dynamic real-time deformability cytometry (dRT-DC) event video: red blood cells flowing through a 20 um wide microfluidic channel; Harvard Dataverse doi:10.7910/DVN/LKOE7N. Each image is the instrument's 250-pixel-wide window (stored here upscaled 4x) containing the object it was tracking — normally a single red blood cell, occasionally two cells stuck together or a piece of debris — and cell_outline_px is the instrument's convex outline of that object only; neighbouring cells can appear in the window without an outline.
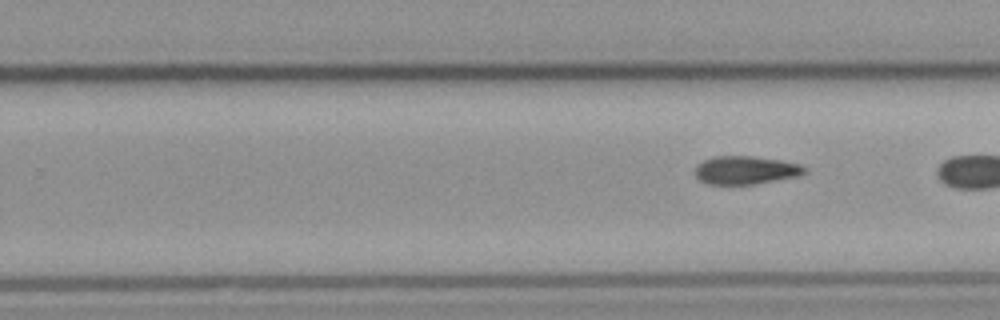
{"species": "common noctule bat (a hibernating species)", "species_latin": "Nyctalus noctula", "temperature_condition": "cold", "stored_images_in_passage": 10, "segment_of_instrument_passage": [2, 2], "camera_frame_rate_fps": 3000, "um_per_image_px": 0.085, "animal": {"sex": "male", "body_mass_g": 23.1, "forearm_length_mm": 52.7}, "frame": {"image": 1, "passage_image": 10, "time_ms": 3.0, "image_size_px": [1000, 320], "cell_outline_px": [[808, 172], [800, 176], [756, 184], [708, 184], [700, 180], [696, 176], [696, 164], [704, 160], [716, 156], [752, 156], [780, 160], [800, 164]], "centroid_in_image_um": [63.4, 14.46], "position_along_channel_um": 266.4, "area_um2": 18.03}}